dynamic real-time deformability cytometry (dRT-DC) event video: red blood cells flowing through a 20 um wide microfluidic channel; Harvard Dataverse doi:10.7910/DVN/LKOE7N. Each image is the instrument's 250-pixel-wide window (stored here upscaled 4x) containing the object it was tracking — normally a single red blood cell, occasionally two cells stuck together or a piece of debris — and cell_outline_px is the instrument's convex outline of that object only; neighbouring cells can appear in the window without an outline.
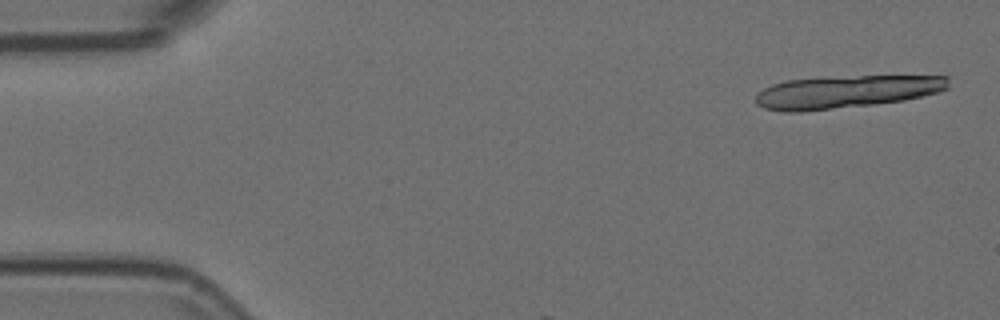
{"species": "Egyptian fruit bat (a non-hibernating species)", "species_latin": "Rousettus aegyptiacus", "temperature_condition": "room temperature", "stored_images_in_passage": 7, "camera_frame_rate_fps": 3000, "um_per_image_px": 0.085, "animal": {"sex": "female"}, "frame": {"image": 1, "passage_image": 1, "time_ms": 0.0, "image_size_px": [1000, 320], "cell_outline_px": [[948, 88], [936, 92], [904, 100], [872, 104], [800, 112], [784, 112], [764, 108], [756, 104], [756, 96], [764, 88], [772, 84], [784, 80], [860, 76], [948, 76]], "centroid_in_image_um": [71.88, 7.8], "position_along_channel_um": 13.1, "area_um2": 36.18}}